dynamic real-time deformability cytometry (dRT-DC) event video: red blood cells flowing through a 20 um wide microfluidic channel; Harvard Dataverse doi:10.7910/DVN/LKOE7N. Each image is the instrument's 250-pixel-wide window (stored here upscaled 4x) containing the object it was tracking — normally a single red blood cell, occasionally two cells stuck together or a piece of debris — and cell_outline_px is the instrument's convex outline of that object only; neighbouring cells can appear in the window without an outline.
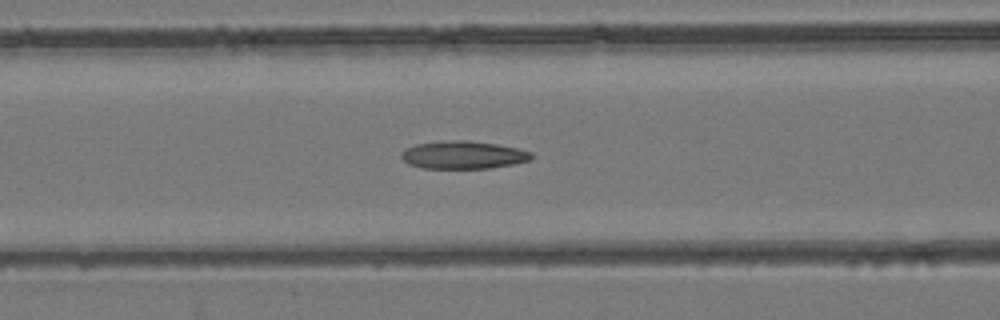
{"species": "common noctule bat (a hibernating species)", "species_latin": "Nyctalus noctula", "temperature_condition": "room temperature", "stored_images_in_passage": 45, "camera_frame_rate_fps": 3000, "um_per_image_px": 0.085, "animal": {"sex": "female", "body_mass_g": 24.6, "forearm_length_mm": 56.2}, "frame": {"image": 1, "passage_image": 19, "time_ms": 6.0, "image_size_px": [1000, 320], "cell_outline_px": [[532, 160], [512, 164], [488, 168], [424, 168], [408, 164], [400, 156], [400, 152], [416, 144], [440, 140], [468, 140], [496, 144], [516, 148], [532, 152]], "centroid_in_image_um": [39.35, 13.16], "position_along_channel_um": 127.2, "area_um2": 21.1}}
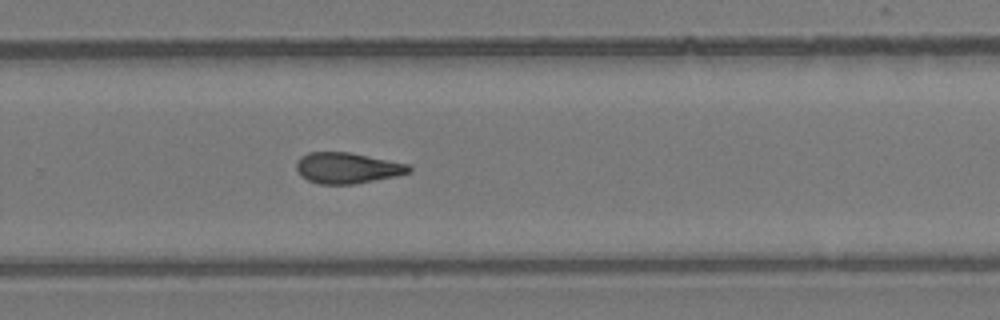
{"frame": {"image": 2, "passage_image": 30, "time_ms": 9.667, "image_size_px": [1000, 320], "cell_outline_px": [[412, 172], [396, 176], [352, 184], [320, 184], [308, 180], [300, 176], [296, 168], [296, 164], [300, 156], [308, 152], [348, 152], [408, 164], [412, 168]], "centroid_in_image_um": [29.5, 14.28], "position_along_channel_um": 300.3, "area_um2": 20.17}}
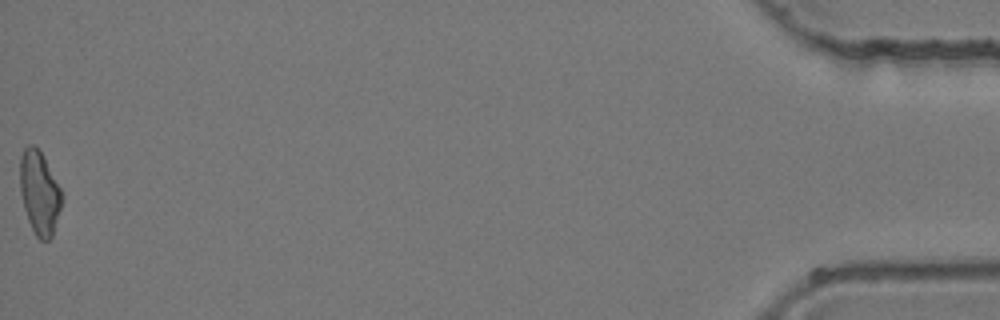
{"frame": {"image": 3, "passage_image": 45, "time_ms": 14.667, "image_size_px": [1000, 320], "cell_outline_px": [[64, 196], [52, 236], [48, 240], [40, 240], [36, 236], [28, 220], [24, 208], [20, 192], [20, 156], [24, 148], [28, 144], [32, 144], [44, 156]], "centroid_in_image_um": [3.35, 16.37], "position_along_channel_um": 431.8, "area_um2": 20.29}}